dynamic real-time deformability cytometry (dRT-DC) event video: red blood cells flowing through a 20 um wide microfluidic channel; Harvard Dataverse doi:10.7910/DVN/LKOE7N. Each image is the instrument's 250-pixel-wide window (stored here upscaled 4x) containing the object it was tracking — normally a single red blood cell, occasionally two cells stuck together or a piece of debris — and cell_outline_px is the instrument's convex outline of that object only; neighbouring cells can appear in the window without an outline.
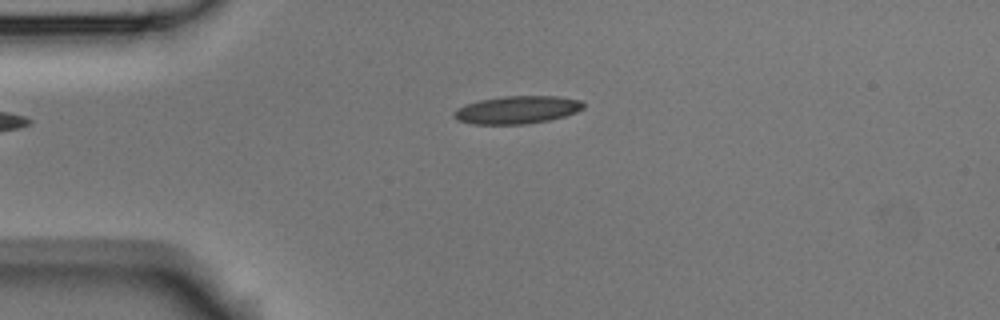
{"species": "Egyptian fruit bat (a non-hibernating species)", "species_latin": "Rousettus aegyptiacus", "temperature_condition": "room temperature", "stored_images_in_passage": 7, "camera_frame_rate_fps": 3000, "um_per_image_px": 0.085, "animal": {"sex": "male"}, "frame": {"image": 1, "passage_image": 1, "time_ms": 0.0, "image_size_px": [1000, 320], "cell_outline_px": [[584, 108], [576, 112], [564, 116], [548, 120], [524, 124], [472, 124], [456, 120], [452, 116], [452, 112], [456, 108], [464, 104], [480, 100], [504, 96], [556, 96], [580, 100], [584, 104]], "centroid_in_image_um": [43.89, 9.33], "position_along_channel_um": 41.1, "area_um2": 21.04}}
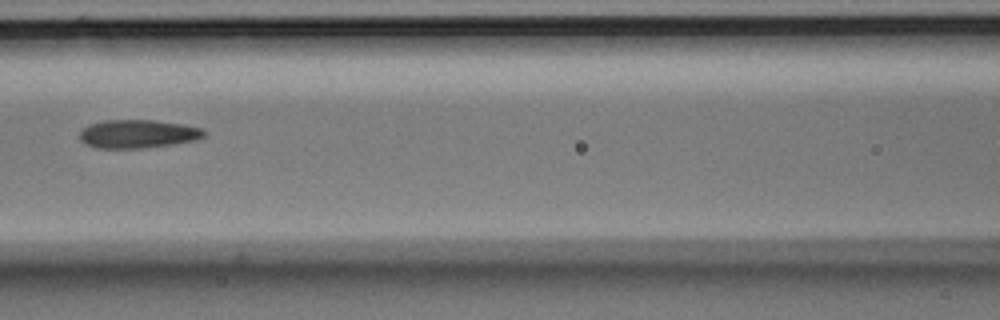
{"frame": {"image": 2, "passage_image": 4, "time_ms": 1.0, "image_size_px": [1000, 320], "cell_outline_px": [[204, 136], [196, 140], [172, 144], [140, 148], [96, 148], [84, 144], [80, 140], [80, 132], [88, 124], [104, 120], [152, 120], [180, 124], [200, 128], [204, 132]], "centroid_in_image_um": [11.65, 11.38], "position_along_channel_um": 155.0, "area_um2": 20.4}}
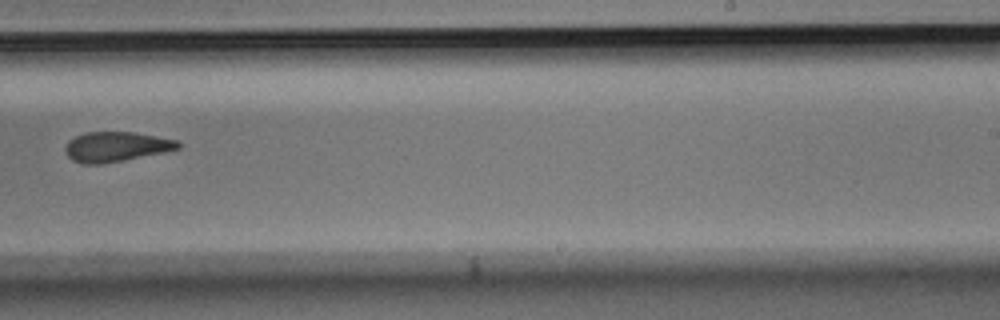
{"frame": {"image": 3, "passage_image": 7, "time_ms": 2.0, "image_size_px": [1000, 320], "cell_outline_px": [[180, 148], [164, 152], [124, 160], [100, 164], [84, 164], [72, 160], [68, 156], [64, 148], [68, 140], [84, 132], [136, 132], [180, 140]], "centroid_in_image_um": [9.88, 12.46], "position_along_channel_um": 279.1, "area_um2": 19.77}}